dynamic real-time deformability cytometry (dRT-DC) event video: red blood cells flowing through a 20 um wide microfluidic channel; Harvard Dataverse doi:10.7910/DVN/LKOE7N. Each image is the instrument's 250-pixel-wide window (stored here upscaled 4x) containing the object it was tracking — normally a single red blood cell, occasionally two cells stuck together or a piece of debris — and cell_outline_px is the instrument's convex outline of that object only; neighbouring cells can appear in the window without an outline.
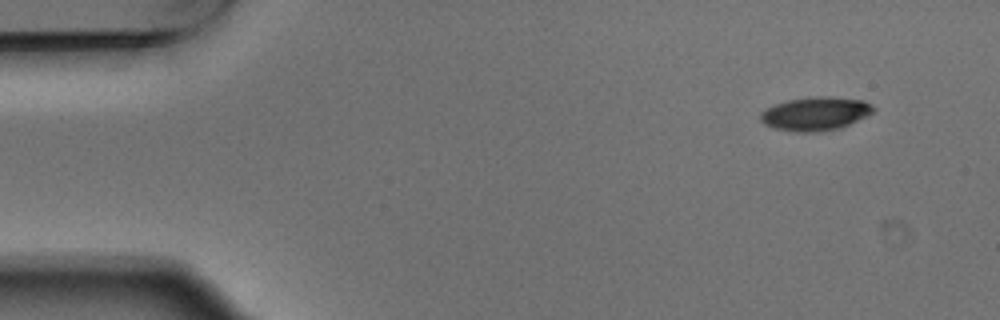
{"species": "Egyptian fruit bat (a non-hibernating species)", "species_latin": "Rousettus aegyptiacus", "temperature_condition": "warm", "stored_images_in_passage": 3, "camera_frame_rate_fps": 3000, "um_per_image_px": 0.085, "animal": {"sex": "male"}, "frame": {"image": 1, "passage_image": 1, "time_ms": 0.0, "image_size_px": [1000, 320], "cell_outline_px": [[876, 108], [872, 112], [848, 124], [836, 128], [816, 132], [800, 132], [776, 128], [764, 124], [760, 120], [760, 112], [776, 104], [788, 100], [820, 96], [832, 96], [864, 100], [872, 104]], "centroid_in_image_um": [69.31, 9.64], "position_along_channel_um": 15.7, "area_um2": 21.68}}
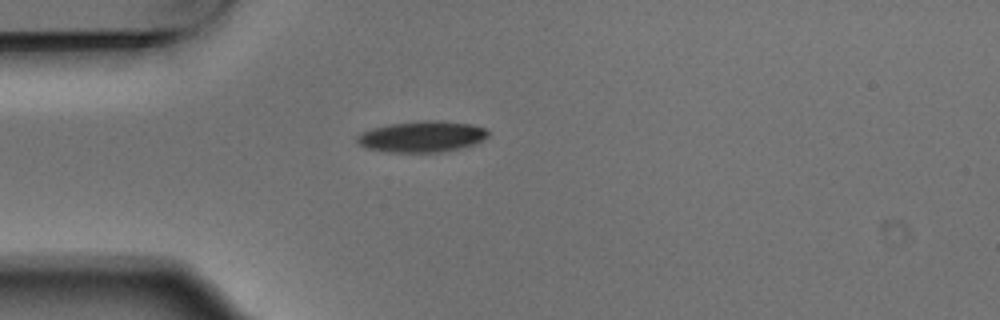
{"frame": {"image": 2, "passage_image": 3, "time_ms": 0.667, "image_size_px": [1000, 320], "cell_outline_px": [[488, 136], [472, 144], [460, 148], [444, 152], [384, 152], [364, 148], [356, 140], [356, 136], [364, 132], [388, 124], [424, 120], [440, 120], [472, 124], [484, 128], [488, 132]], "centroid_in_image_um": [35.85, 11.61], "position_along_channel_um": 49.2, "area_um2": 23.64}}